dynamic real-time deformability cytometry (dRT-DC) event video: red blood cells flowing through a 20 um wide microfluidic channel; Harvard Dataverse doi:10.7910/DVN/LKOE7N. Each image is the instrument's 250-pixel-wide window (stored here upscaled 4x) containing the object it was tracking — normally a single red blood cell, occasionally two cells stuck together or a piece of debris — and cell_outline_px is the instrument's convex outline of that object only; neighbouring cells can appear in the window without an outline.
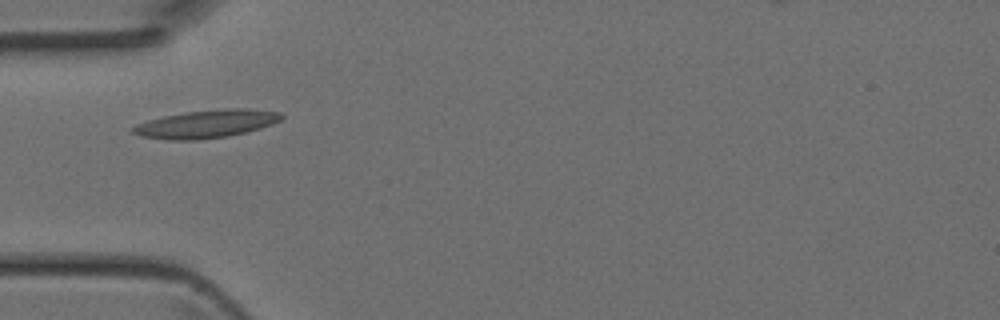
{"species": "Egyptian fruit bat (a non-hibernating species)", "species_latin": "Rousettus aegyptiacus", "temperature_condition": "room temperature", "stored_images_in_passage": 1, "camera_frame_rate_fps": 3000, "um_per_image_px": 0.085, "animal": {"sex": "female"}, "frame": {"image": 1, "passage_image": 1, "time_ms": 0.0, "image_size_px": [1000, 320], "cell_outline_px": [[284, 116], [280, 120], [272, 124], [248, 132], [228, 136], [196, 140], [168, 140], [140, 136], [132, 132], [132, 128], [136, 124], [148, 120], [164, 116], [184, 112], [224, 108], [244, 108], [280, 112]], "centroid_in_image_um": [17.54, 10.53], "position_along_channel_um": 67.5, "area_um2": 24.28}}